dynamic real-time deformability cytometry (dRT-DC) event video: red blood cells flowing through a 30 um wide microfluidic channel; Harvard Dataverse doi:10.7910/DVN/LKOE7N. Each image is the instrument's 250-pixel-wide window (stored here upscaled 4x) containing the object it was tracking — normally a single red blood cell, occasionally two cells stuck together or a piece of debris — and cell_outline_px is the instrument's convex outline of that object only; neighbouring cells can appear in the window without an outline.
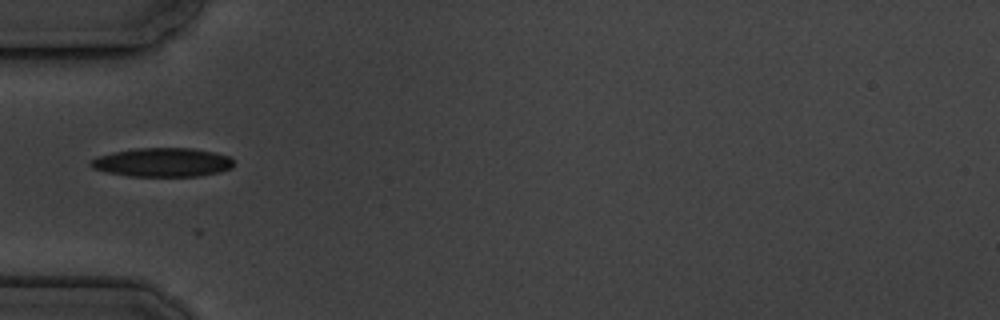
{"species": "common noctule bat (a hibernating species)", "species_latin": "Nyctalus noctula", "temperature_condition": "cold", "stored_images_in_passage": 4, "camera_frame_rate_fps": 3000, "um_per_image_px": 0.085, "animal": {"sex": "male", "body_mass_g": 19.5, "forearm_length_mm": 54.6}, "frame": {"image": 1, "passage_image": 2, "time_ms": 1.0, "image_size_px": [1000, 320], "cell_outline_px": [[232, 168], [220, 172], [200, 176], [128, 176], [108, 172], [92, 168], [88, 164], [96, 156], [112, 152], [136, 148], [192, 148], [216, 152], [228, 156], [232, 160]], "centroid_in_image_um": [13.8, 13.79], "position_along_channel_um": 71.2, "area_um2": 24.16}}